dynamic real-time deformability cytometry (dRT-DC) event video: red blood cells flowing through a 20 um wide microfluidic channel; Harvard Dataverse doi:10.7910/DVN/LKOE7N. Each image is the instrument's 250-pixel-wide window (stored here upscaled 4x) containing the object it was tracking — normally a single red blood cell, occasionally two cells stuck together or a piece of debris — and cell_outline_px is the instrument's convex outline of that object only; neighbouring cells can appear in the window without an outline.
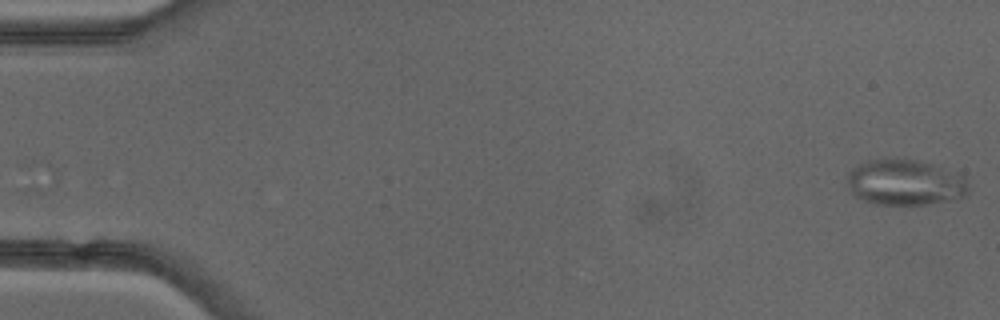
{"species": "common noctule bat (a hibernating species)", "species_latin": "Nyctalus noctula", "temperature_condition": "cold", "stored_images_in_passage": 51, "segment_of_instrument_passage": [1, 2], "camera_frame_rate_fps": 3000, "um_per_image_px": 0.085, "animal": {"sex": "female"}, "frame": {"image": 1, "passage_image": 1, "time_ms": 0.0, "image_size_px": [1000, 320], "cell_outline_px": [[968, 192], [964, 196], [928, 204], [872, 204], [852, 196], [848, 188], [848, 172], [852, 168], [868, 160], [916, 160], [932, 164], [960, 172], [964, 176], [968, 188]], "centroid_in_image_um": [76.91, 15.52], "position_along_channel_um": 8.1, "area_um2": 32.25}}